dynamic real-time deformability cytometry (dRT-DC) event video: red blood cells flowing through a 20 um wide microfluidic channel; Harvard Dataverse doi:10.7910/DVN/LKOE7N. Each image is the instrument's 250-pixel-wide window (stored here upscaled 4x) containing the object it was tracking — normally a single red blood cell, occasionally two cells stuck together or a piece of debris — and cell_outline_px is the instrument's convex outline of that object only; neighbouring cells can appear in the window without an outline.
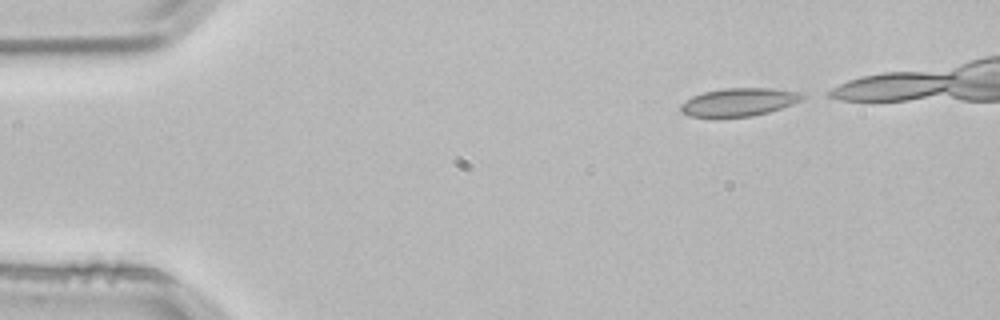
{"species": "common noctule bat (a hibernating species)", "species_latin": "Nyctalus noctula", "temperature_condition": "room temperature", "stored_images_in_passage": 3, "camera_frame_rate_fps": 3000, "um_per_image_px": 0.085, "animal": {"sex": "male", "body_mass_g": 21.5, "forearm_length_mm": 52.0}, "frame": {"image": 1, "passage_image": 1, "time_ms": 0.0, "image_size_px": [1000, 320], "cell_outline_px": [[808, 96], [792, 104], [768, 112], [752, 116], [688, 116], [680, 112], [680, 104], [692, 96], [704, 92], [724, 88], [772, 88], [804, 92]], "centroid_in_image_um": [62.84, 8.66], "position_along_channel_um": 22.2, "area_um2": 19.83}}